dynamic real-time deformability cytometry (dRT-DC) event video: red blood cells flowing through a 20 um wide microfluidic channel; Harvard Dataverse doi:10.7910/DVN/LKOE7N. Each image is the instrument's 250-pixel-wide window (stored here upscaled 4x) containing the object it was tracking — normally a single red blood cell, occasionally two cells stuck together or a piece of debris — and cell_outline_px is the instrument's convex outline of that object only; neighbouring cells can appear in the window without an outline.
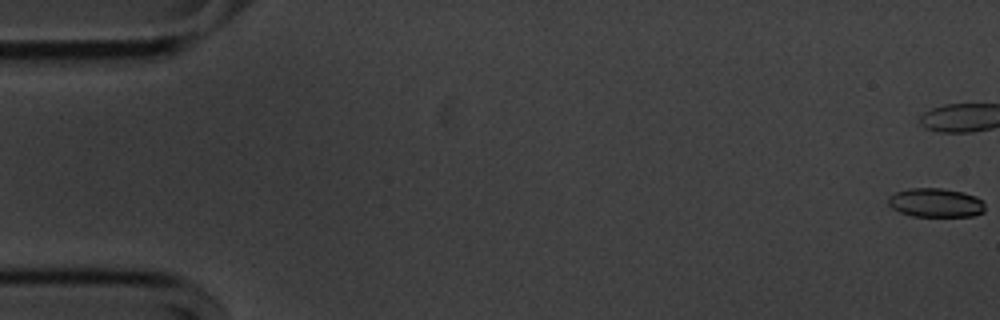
{"species": "common noctule bat (a hibernating species)", "species_latin": "Nyctalus noctula", "temperature_condition": "cold", "stored_images_in_passage": 46, "camera_frame_rate_fps": 3000, "um_per_image_px": 0.085, "animal": {"sex": "male", "body_mass_g": 20.1, "forearm_length_mm": 53.5}, "frame": {"image": 1, "passage_image": 1, "time_ms": 0.0, "image_size_px": [1000, 320], "cell_outline_px": [[984, 212], [972, 216], [912, 216], [900, 212], [892, 208], [888, 204], [888, 196], [896, 192], [908, 188], [940, 188], [964, 192], [976, 196], [984, 200]], "centroid_in_image_um": [79.54, 17.22], "position_along_channel_um": 5.5, "area_um2": 16.47}}